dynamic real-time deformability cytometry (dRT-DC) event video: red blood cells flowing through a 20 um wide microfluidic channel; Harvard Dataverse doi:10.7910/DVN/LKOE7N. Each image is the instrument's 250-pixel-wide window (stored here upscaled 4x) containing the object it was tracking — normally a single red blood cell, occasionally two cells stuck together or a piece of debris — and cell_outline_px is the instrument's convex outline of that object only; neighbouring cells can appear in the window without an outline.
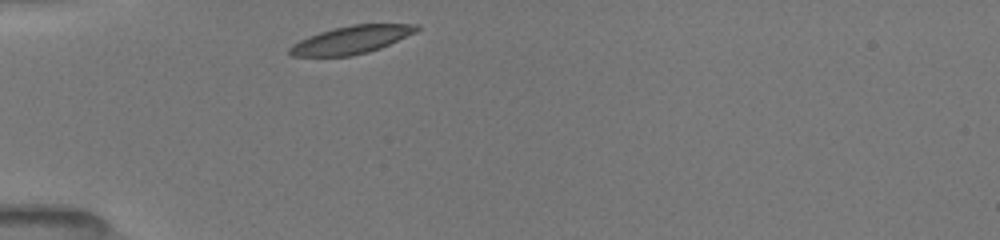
{"species": "common noctule bat (a hibernating species)", "species_latin": "Nyctalus noctula", "temperature_condition": "room temperature", "stored_images_in_passage": 3, "camera_frame_rate_fps": 3000, "um_per_image_px": 0.085, "animal": {"sex": "female", "body_mass_g": 19.5, "forearm_length_mm": 54.1}, "frame": {"image": 1, "passage_image": 1, "time_ms": 0.0, "image_size_px": [1000, 240], "cell_outline_px": [[420, 28], [416, 32], [380, 48], [368, 52], [352, 56], [292, 56], [288, 52], [288, 48], [292, 44], [308, 36], [320, 32], [352, 24], [416, 24]], "centroid_in_image_um": [29.85, 3.39], "position_along_channel_um": 55.2, "area_um2": 20.46}}